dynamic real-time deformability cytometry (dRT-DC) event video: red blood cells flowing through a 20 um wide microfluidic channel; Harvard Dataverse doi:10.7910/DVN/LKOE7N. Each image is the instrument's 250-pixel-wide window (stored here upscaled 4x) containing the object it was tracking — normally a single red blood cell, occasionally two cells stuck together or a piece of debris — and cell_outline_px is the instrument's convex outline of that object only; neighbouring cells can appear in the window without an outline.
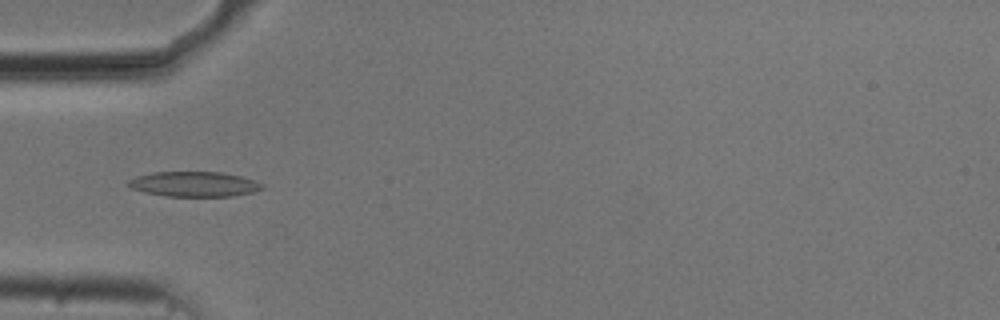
{"species": "common noctule bat (a hibernating species)", "species_latin": "Nyctalus noctula", "temperature_condition": "cold", "stored_images_in_passage": 54, "camera_frame_rate_fps": 3000, "um_per_image_px": 0.085, "animal": {"sex": "male", "body_mass_g": 20.5, "forearm_length_mm": 52.5}, "frame": {"image": 1, "passage_image": 17, "time_ms": 5.333, "image_size_px": [1000, 320], "cell_outline_px": [[264, 188], [252, 192], [232, 196], [164, 196], [144, 192], [132, 188], [128, 184], [128, 180], [136, 176], [152, 172], [220, 172], [240, 176], [264, 184]], "centroid_in_image_um": [16.48, 15.65], "position_along_channel_um": 68.5, "area_um2": 19.42}}
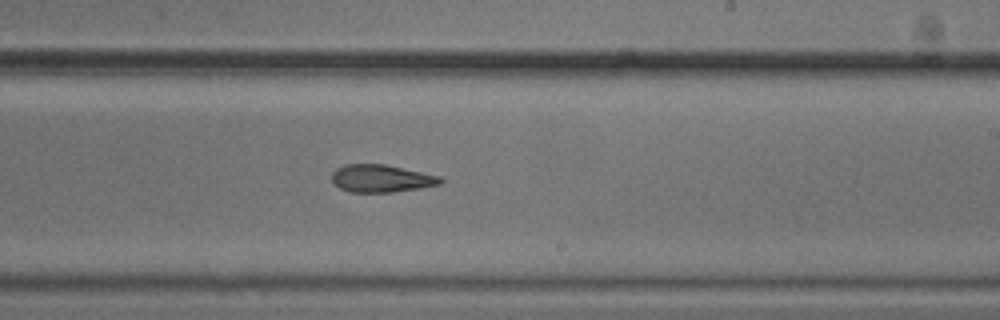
{"frame": {"image": 2, "passage_image": 32, "time_ms": 10.333, "image_size_px": [1000, 320], "cell_outline_px": [[444, 180], [440, 184], [420, 188], [392, 192], [352, 192], [340, 188], [332, 180], [332, 172], [336, 168], [344, 164], [384, 164], [440, 176]], "centroid_in_image_um": [32.4, 15.16], "position_along_channel_um": 256.6, "area_um2": 17.34}}
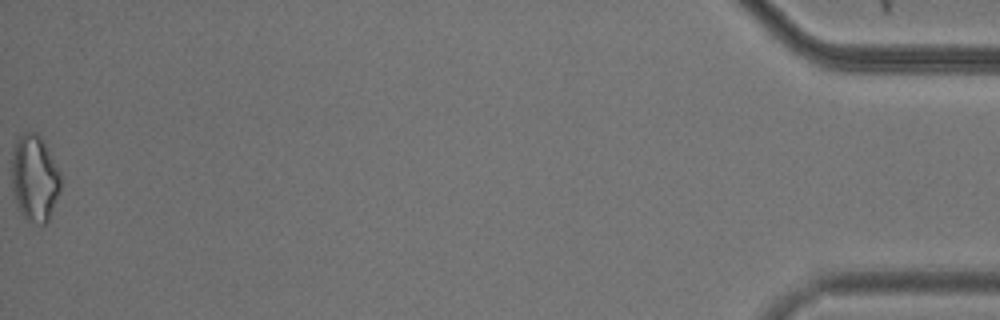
{"frame": {"image": 3, "passage_image": 54, "time_ms": 17.667, "image_size_px": [1000, 320], "cell_outline_px": [[60, 192], [48, 220], [44, 224], [36, 224], [28, 220], [16, 208], [12, 192], [12, 152], [16, 140], [24, 132], [36, 132], [40, 136], [60, 172]], "centroid_in_image_um": [2.91, 15.17], "position_along_channel_um": 432.3, "area_um2": 24.74}, "authors_computed_cell_mechanics": {"area_um2": 19.3052, "velocity_mm_per_s": 3.7395, "shape_relaxation_time_tau1_ms": null, "shape_relaxation_time_tau2_ms": 5.8954, "deformation_change_tau1": null, "deformation_change_tau2": 0.1576}}